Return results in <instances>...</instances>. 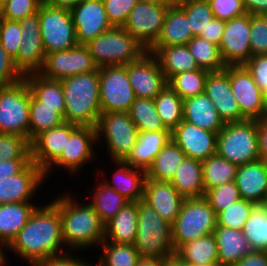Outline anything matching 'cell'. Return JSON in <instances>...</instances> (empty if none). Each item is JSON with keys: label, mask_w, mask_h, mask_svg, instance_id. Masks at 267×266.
I'll list each match as a JSON object with an SVG mask.
<instances>
[{"label": "cell", "mask_w": 267, "mask_h": 266, "mask_svg": "<svg viewBox=\"0 0 267 266\" xmlns=\"http://www.w3.org/2000/svg\"><path fill=\"white\" fill-rule=\"evenodd\" d=\"M238 166L218 156H210L202 161V173L205 192L212 187L235 181Z\"/></svg>", "instance_id": "cell-42"}, {"label": "cell", "mask_w": 267, "mask_h": 266, "mask_svg": "<svg viewBox=\"0 0 267 266\" xmlns=\"http://www.w3.org/2000/svg\"><path fill=\"white\" fill-rule=\"evenodd\" d=\"M126 69L135 97L154 99L167 86L158 60L148 51Z\"/></svg>", "instance_id": "cell-18"}, {"label": "cell", "mask_w": 267, "mask_h": 266, "mask_svg": "<svg viewBox=\"0 0 267 266\" xmlns=\"http://www.w3.org/2000/svg\"><path fill=\"white\" fill-rule=\"evenodd\" d=\"M39 20L45 54L69 50L78 45L68 9L55 8L43 1L39 6Z\"/></svg>", "instance_id": "cell-10"}, {"label": "cell", "mask_w": 267, "mask_h": 266, "mask_svg": "<svg viewBox=\"0 0 267 266\" xmlns=\"http://www.w3.org/2000/svg\"><path fill=\"white\" fill-rule=\"evenodd\" d=\"M95 189H91L93 193L87 191L91 198L88 202L98 213L101 221L106 224L111 220L119 210L129 201L121 194L117 193L113 188L106 185L103 181L97 182Z\"/></svg>", "instance_id": "cell-38"}, {"label": "cell", "mask_w": 267, "mask_h": 266, "mask_svg": "<svg viewBox=\"0 0 267 266\" xmlns=\"http://www.w3.org/2000/svg\"><path fill=\"white\" fill-rule=\"evenodd\" d=\"M259 158L267 162V114L257 120Z\"/></svg>", "instance_id": "cell-61"}, {"label": "cell", "mask_w": 267, "mask_h": 266, "mask_svg": "<svg viewBox=\"0 0 267 266\" xmlns=\"http://www.w3.org/2000/svg\"><path fill=\"white\" fill-rule=\"evenodd\" d=\"M241 231L252 251L267 252V203L253 206Z\"/></svg>", "instance_id": "cell-40"}, {"label": "cell", "mask_w": 267, "mask_h": 266, "mask_svg": "<svg viewBox=\"0 0 267 266\" xmlns=\"http://www.w3.org/2000/svg\"><path fill=\"white\" fill-rule=\"evenodd\" d=\"M44 181V171L32 161L21 173L0 181V205L32 202Z\"/></svg>", "instance_id": "cell-22"}, {"label": "cell", "mask_w": 267, "mask_h": 266, "mask_svg": "<svg viewBox=\"0 0 267 266\" xmlns=\"http://www.w3.org/2000/svg\"><path fill=\"white\" fill-rule=\"evenodd\" d=\"M216 154L237 166L260 159L257 120L225 123L217 135Z\"/></svg>", "instance_id": "cell-5"}, {"label": "cell", "mask_w": 267, "mask_h": 266, "mask_svg": "<svg viewBox=\"0 0 267 266\" xmlns=\"http://www.w3.org/2000/svg\"><path fill=\"white\" fill-rule=\"evenodd\" d=\"M255 83L267 95V55L251 56L244 64Z\"/></svg>", "instance_id": "cell-57"}, {"label": "cell", "mask_w": 267, "mask_h": 266, "mask_svg": "<svg viewBox=\"0 0 267 266\" xmlns=\"http://www.w3.org/2000/svg\"><path fill=\"white\" fill-rule=\"evenodd\" d=\"M134 246L140 257H175L172 225L142 200L138 201L137 236Z\"/></svg>", "instance_id": "cell-4"}, {"label": "cell", "mask_w": 267, "mask_h": 266, "mask_svg": "<svg viewBox=\"0 0 267 266\" xmlns=\"http://www.w3.org/2000/svg\"><path fill=\"white\" fill-rule=\"evenodd\" d=\"M190 0H167V2L169 3L170 6H179L183 3H186Z\"/></svg>", "instance_id": "cell-68"}, {"label": "cell", "mask_w": 267, "mask_h": 266, "mask_svg": "<svg viewBox=\"0 0 267 266\" xmlns=\"http://www.w3.org/2000/svg\"><path fill=\"white\" fill-rule=\"evenodd\" d=\"M153 100L162 123L172 132L183 120V100L168 84Z\"/></svg>", "instance_id": "cell-41"}, {"label": "cell", "mask_w": 267, "mask_h": 266, "mask_svg": "<svg viewBox=\"0 0 267 266\" xmlns=\"http://www.w3.org/2000/svg\"><path fill=\"white\" fill-rule=\"evenodd\" d=\"M170 183L185 199L204 197L202 161L185 157Z\"/></svg>", "instance_id": "cell-33"}, {"label": "cell", "mask_w": 267, "mask_h": 266, "mask_svg": "<svg viewBox=\"0 0 267 266\" xmlns=\"http://www.w3.org/2000/svg\"><path fill=\"white\" fill-rule=\"evenodd\" d=\"M23 78L24 76L17 69L14 59L0 44V86L17 83Z\"/></svg>", "instance_id": "cell-56"}, {"label": "cell", "mask_w": 267, "mask_h": 266, "mask_svg": "<svg viewBox=\"0 0 267 266\" xmlns=\"http://www.w3.org/2000/svg\"><path fill=\"white\" fill-rule=\"evenodd\" d=\"M148 52L158 60L167 81L178 73L200 69L187 45L151 47Z\"/></svg>", "instance_id": "cell-32"}, {"label": "cell", "mask_w": 267, "mask_h": 266, "mask_svg": "<svg viewBox=\"0 0 267 266\" xmlns=\"http://www.w3.org/2000/svg\"><path fill=\"white\" fill-rule=\"evenodd\" d=\"M254 205L250 201L240 199L217 214V226L241 231Z\"/></svg>", "instance_id": "cell-49"}, {"label": "cell", "mask_w": 267, "mask_h": 266, "mask_svg": "<svg viewBox=\"0 0 267 266\" xmlns=\"http://www.w3.org/2000/svg\"><path fill=\"white\" fill-rule=\"evenodd\" d=\"M44 203L47 205L34 210L26 225L6 248L30 266H37L52 256L68 252L62 235L60 210L51 201Z\"/></svg>", "instance_id": "cell-1"}, {"label": "cell", "mask_w": 267, "mask_h": 266, "mask_svg": "<svg viewBox=\"0 0 267 266\" xmlns=\"http://www.w3.org/2000/svg\"><path fill=\"white\" fill-rule=\"evenodd\" d=\"M217 135L184 120L171 132L172 140L185 156L200 161L216 154Z\"/></svg>", "instance_id": "cell-20"}, {"label": "cell", "mask_w": 267, "mask_h": 266, "mask_svg": "<svg viewBox=\"0 0 267 266\" xmlns=\"http://www.w3.org/2000/svg\"><path fill=\"white\" fill-rule=\"evenodd\" d=\"M32 160H1L0 161V181L21 173Z\"/></svg>", "instance_id": "cell-60"}, {"label": "cell", "mask_w": 267, "mask_h": 266, "mask_svg": "<svg viewBox=\"0 0 267 266\" xmlns=\"http://www.w3.org/2000/svg\"><path fill=\"white\" fill-rule=\"evenodd\" d=\"M69 11L78 44L86 45L113 27L108 21L102 0H80Z\"/></svg>", "instance_id": "cell-19"}, {"label": "cell", "mask_w": 267, "mask_h": 266, "mask_svg": "<svg viewBox=\"0 0 267 266\" xmlns=\"http://www.w3.org/2000/svg\"><path fill=\"white\" fill-rule=\"evenodd\" d=\"M98 68L127 65L147 51L123 27H112L86 44Z\"/></svg>", "instance_id": "cell-7"}, {"label": "cell", "mask_w": 267, "mask_h": 266, "mask_svg": "<svg viewBox=\"0 0 267 266\" xmlns=\"http://www.w3.org/2000/svg\"><path fill=\"white\" fill-rule=\"evenodd\" d=\"M194 266H221L219 263H208V264H200Z\"/></svg>", "instance_id": "cell-70"}, {"label": "cell", "mask_w": 267, "mask_h": 266, "mask_svg": "<svg viewBox=\"0 0 267 266\" xmlns=\"http://www.w3.org/2000/svg\"><path fill=\"white\" fill-rule=\"evenodd\" d=\"M138 202H128L105 224L104 241L134 244L137 236Z\"/></svg>", "instance_id": "cell-29"}, {"label": "cell", "mask_w": 267, "mask_h": 266, "mask_svg": "<svg viewBox=\"0 0 267 266\" xmlns=\"http://www.w3.org/2000/svg\"><path fill=\"white\" fill-rule=\"evenodd\" d=\"M235 183L242 199L267 203V162L258 159L238 166Z\"/></svg>", "instance_id": "cell-25"}, {"label": "cell", "mask_w": 267, "mask_h": 266, "mask_svg": "<svg viewBox=\"0 0 267 266\" xmlns=\"http://www.w3.org/2000/svg\"><path fill=\"white\" fill-rule=\"evenodd\" d=\"M60 81L65 100V122L96 127L101 114L99 68Z\"/></svg>", "instance_id": "cell-3"}, {"label": "cell", "mask_w": 267, "mask_h": 266, "mask_svg": "<svg viewBox=\"0 0 267 266\" xmlns=\"http://www.w3.org/2000/svg\"><path fill=\"white\" fill-rule=\"evenodd\" d=\"M193 37L186 14L178 6H170L162 31L152 47L186 45Z\"/></svg>", "instance_id": "cell-34"}, {"label": "cell", "mask_w": 267, "mask_h": 266, "mask_svg": "<svg viewBox=\"0 0 267 266\" xmlns=\"http://www.w3.org/2000/svg\"><path fill=\"white\" fill-rule=\"evenodd\" d=\"M4 251H6V248L0 244V266H6L7 264L8 258Z\"/></svg>", "instance_id": "cell-67"}, {"label": "cell", "mask_w": 267, "mask_h": 266, "mask_svg": "<svg viewBox=\"0 0 267 266\" xmlns=\"http://www.w3.org/2000/svg\"><path fill=\"white\" fill-rule=\"evenodd\" d=\"M21 27L18 21L0 18V44L15 59L21 46Z\"/></svg>", "instance_id": "cell-52"}, {"label": "cell", "mask_w": 267, "mask_h": 266, "mask_svg": "<svg viewBox=\"0 0 267 266\" xmlns=\"http://www.w3.org/2000/svg\"><path fill=\"white\" fill-rule=\"evenodd\" d=\"M186 45L199 68L209 72L225 69L218 45L199 36L193 37Z\"/></svg>", "instance_id": "cell-44"}, {"label": "cell", "mask_w": 267, "mask_h": 266, "mask_svg": "<svg viewBox=\"0 0 267 266\" xmlns=\"http://www.w3.org/2000/svg\"><path fill=\"white\" fill-rule=\"evenodd\" d=\"M232 94L237 100L241 114L247 120H258L267 114V96L255 83L244 65L226 66Z\"/></svg>", "instance_id": "cell-14"}, {"label": "cell", "mask_w": 267, "mask_h": 266, "mask_svg": "<svg viewBox=\"0 0 267 266\" xmlns=\"http://www.w3.org/2000/svg\"><path fill=\"white\" fill-rule=\"evenodd\" d=\"M31 95L49 107H65L63 89L60 80L44 78L39 73L24 76Z\"/></svg>", "instance_id": "cell-39"}, {"label": "cell", "mask_w": 267, "mask_h": 266, "mask_svg": "<svg viewBox=\"0 0 267 266\" xmlns=\"http://www.w3.org/2000/svg\"><path fill=\"white\" fill-rule=\"evenodd\" d=\"M219 50L225 66L244 65L251 58L250 14L225 21Z\"/></svg>", "instance_id": "cell-17"}, {"label": "cell", "mask_w": 267, "mask_h": 266, "mask_svg": "<svg viewBox=\"0 0 267 266\" xmlns=\"http://www.w3.org/2000/svg\"><path fill=\"white\" fill-rule=\"evenodd\" d=\"M80 256L77 257L72 251H68L64 254L52 256L42 262L37 266H94V263L86 262L85 259H82Z\"/></svg>", "instance_id": "cell-58"}, {"label": "cell", "mask_w": 267, "mask_h": 266, "mask_svg": "<svg viewBox=\"0 0 267 266\" xmlns=\"http://www.w3.org/2000/svg\"><path fill=\"white\" fill-rule=\"evenodd\" d=\"M101 113L128 112L135 100L126 65L99 68Z\"/></svg>", "instance_id": "cell-11"}, {"label": "cell", "mask_w": 267, "mask_h": 266, "mask_svg": "<svg viewBox=\"0 0 267 266\" xmlns=\"http://www.w3.org/2000/svg\"><path fill=\"white\" fill-rule=\"evenodd\" d=\"M30 89L23 78L0 86V134H13L29 140Z\"/></svg>", "instance_id": "cell-9"}, {"label": "cell", "mask_w": 267, "mask_h": 266, "mask_svg": "<svg viewBox=\"0 0 267 266\" xmlns=\"http://www.w3.org/2000/svg\"><path fill=\"white\" fill-rule=\"evenodd\" d=\"M50 6L55 8H64L70 10L73 8L80 0H44Z\"/></svg>", "instance_id": "cell-64"}, {"label": "cell", "mask_w": 267, "mask_h": 266, "mask_svg": "<svg viewBox=\"0 0 267 266\" xmlns=\"http://www.w3.org/2000/svg\"><path fill=\"white\" fill-rule=\"evenodd\" d=\"M175 257L187 266L218 263L215 235H206L183 244L175 252Z\"/></svg>", "instance_id": "cell-35"}, {"label": "cell", "mask_w": 267, "mask_h": 266, "mask_svg": "<svg viewBox=\"0 0 267 266\" xmlns=\"http://www.w3.org/2000/svg\"><path fill=\"white\" fill-rule=\"evenodd\" d=\"M78 125L64 122L62 125L46 130L31 142V160L45 171L62 153L70 134Z\"/></svg>", "instance_id": "cell-23"}, {"label": "cell", "mask_w": 267, "mask_h": 266, "mask_svg": "<svg viewBox=\"0 0 267 266\" xmlns=\"http://www.w3.org/2000/svg\"><path fill=\"white\" fill-rule=\"evenodd\" d=\"M44 0H3L0 18L20 21L26 16L38 12L40 4Z\"/></svg>", "instance_id": "cell-51"}, {"label": "cell", "mask_w": 267, "mask_h": 266, "mask_svg": "<svg viewBox=\"0 0 267 266\" xmlns=\"http://www.w3.org/2000/svg\"><path fill=\"white\" fill-rule=\"evenodd\" d=\"M101 255L95 266H136L140 256L134 244L103 241Z\"/></svg>", "instance_id": "cell-45"}, {"label": "cell", "mask_w": 267, "mask_h": 266, "mask_svg": "<svg viewBox=\"0 0 267 266\" xmlns=\"http://www.w3.org/2000/svg\"><path fill=\"white\" fill-rule=\"evenodd\" d=\"M170 6L138 1L130 11L123 28L129 36L146 51L158 39L164 24L165 15Z\"/></svg>", "instance_id": "cell-12"}, {"label": "cell", "mask_w": 267, "mask_h": 266, "mask_svg": "<svg viewBox=\"0 0 267 266\" xmlns=\"http://www.w3.org/2000/svg\"><path fill=\"white\" fill-rule=\"evenodd\" d=\"M246 13L264 15L267 12V0H242Z\"/></svg>", "instance_id": "cell-63"}, {"label": "cell", "mask_w": 267, "mask_h": 266, "mask_svg": "<svg viewBox=\"0 0 267 266\" xmlns=\"http://www.w3.org/2000/svg\"><path fill=\"white\" fill-rule=\"evenodd\" d=\"M29 141L40 133L65 122V107H49L36 100L30 92Z\"/></svg>", "instance_id": "cell-36"}, {"label": "cell", "mask_w": 267, "mask_h": 266, "mask_svg": "<svg viewBox=\"0 0 267 266\" xmlns=\"http://www.w3.org/2000/svg\"><path fill=\"white\" fill-rule=\"evenodd\" d=\"M178 7L186 14L194 37L204 32L214 18L208 0H190Z\"/></svg>", "instance_id": "cell-47"}, {"label": "cell", "mask_w": 267, "mask_h": 266, "mask_svg": "<svg viewBox=\"0 0 267 266\" xmlns=\"http://www.w3.org/2000/svg\"><path fill=\"white\" fill-rule=\"evenodd\" d=\"M185 157V153L171 138L158 153L151 167L147 170V178L156 181L170 182Z\"/></svg>", "instance_id": "cell-37"}, {"label": "cell", "mask_w": 267, "mask_h": 266, "mask_svg": "<svg viewBox=\"0 0 267 266\" xmlns=\"http://www.w3.org/2000/svg\"><path fill=\"white\" fill-rule=\"evenodd\" d=\"M2 7H3V0H0V13L2 11Z\"/></svg>", "instance_id": "cell-71"}, {"label": "cell", "mask_w": 267, "mask_h": 266, "mask_svg": "<svg viewBox=\"0 0 267 266\" xmlns=\"http://www.w3.org/2000/svg\"><path fill=\"white\" fill-rule=\"evenodd\" d=\"M108 21L113 27H123L138 0H102Z\"/></svg>", "instance_id": "cell-54"}, {"label": "cell", "mask_w": 267, "mask_h": 266, "mask_svg": "<svg viewBox=\"0 0 267 266\" xmlns=\"http://www.w3.org/2000/svg\"><path fill=\"white\" fill-rule=\"evenodd\" d=\"M250 48L252 56L267 55V19L250 15Z\"/></svg>", "instance_id": "cell-53"}, {"label": "cell", "mask_w": 267, "mask_h": 266, "mask_svg": "<svg viewBox=\"0 0 267 266\" xmlns=\"http://www.w3.org/2000/svg\"><path fill=\"white\" fill-rule=\"evenodd\" d=\"M112 162L116 171H113L111 179H107L106 176L103 182L128 199L129 202L142 200L147 178L146 172L132 167L125 161L116 160Z\"/></svg>", "instance_id": "cell-26"}, {"label": "cell", "mask_w": 267, "mask_h": 266, "mask_svg": "<svg viewBox=\"0 0 267 266\" xmlns=\"http://www.w3.org/2000/svg\"><path fill=\"white\" fill-rule=\"evenodd\" d=\"M170 139V130L139 132L135 146L124 161L134 168L147 172L155 157Z\"/></svg>", "instance_id": "cell-27"}, {"label": "cell", "mask_w": 267, "mask_h": 266, "mask_svg": "<svg viewBox=\"0 0 267 266\" xmlns=\"http://www.w3.org/2000/svg\"><path fill=\"white\" fill-rule=\"evenodd\" d=\"M233 266H267V252L251 251Z\"/></svg>", "instance_id": "cell-62"}, {"label": "cell", "mask_w": 267, "mask_h": 266, "mask_svg": "<svg viewBox=\"0 0 267 266\" xmlns=\"http://www.w3.org/2000/svg\"><path fill=\"white\" fill-rule=\"evenodd\" d=\"M69 192L51 201L60 210L65 247L72 252L93 249L104 241L105 224L88 202L79 203Z\"/></svg>", "instance_id": "cell-2"}, {"label": "cell", "mask_w": 267, "mask_h": 266, "mask_svg": "<svg viewBox=\"0 0 267 266\" xmlns=\"http://www.w3.org/2000/svg\"><path fill=\"white\" fill-rule=\"evenodd\" d=\"M164 266H187L182 264L176 257L165 260Z\"/></svg>", "instance_id": "cell-66"}, {"label": "cell", "mask_w": 267, "mask_h": 266, "mask_svg": "<svg viewBox=\"0 0 267 266\" xmlns=\"http://www.w3.org/2000/svg\"><path fill=\"white\" fill-rule=\"evenodd\" d=\"M1 160H31L30 141L19 135L0 134Z\"/></svg>", "instance_id": "cell-48"}, {"label": "cell", "mask_w": 267, "mask_h": 266, "mask_svg": "<svg viewBox=\"0 0 267 266\" xmlns=\"http://www.w3.org/2000/svg\"><path fill=\"white\" fill-rule=\"evenodd\" d=\"M97 144L106 146L112 161H124L131 153L138 138V128L128 112L101 113L96 125ZM101 141V142H100Z\"/></svg>", "instance_id": "cell-8"}, {"label": "cell", "mask_w": 267, "mask_h": 266, "mask_svg": "<svg viewBox=\"0 0 267 266\" xmlns=\"http://www.w3.org/2000/svg\"><path fill=\"white\" fill-rule=\"evenodd\" d=\"M97 68L87 46L78 44L69 50L46 54L43 69L39 74L47 79L61 80L69 76L93 72Z\"/></svg>", "instance_id": "cell-15"}, {"label": "cell", "mask_w": 267, "mask_h": 266, "mask_svg": "<svg viewBox=\"0 0 267 266\" xmlns=\"http://www.w3.org/2000/svg\"><path fill=\"white\" fill-rule=\"evenodd\" d=\"M95 144L97 145L96 128L78 126L70 134L61 155L44 171L45 177L51 176L50 172L55 167L66 170L69 174L79 173L80 169L87 165L86 163H92L96 159Z\"/></svg>", "instance_id": "cell-13"}, {"label": "cell", "mask_w": 267, "mask_h": 266, "mask_svg": "<svg viewBox=\"0 0 267 266\" xmlns=\"http://www.w3.org/2000/svg\"><path fill=\"white\" fill-rule=\"evenodd\" d=\"M40 204L18 202L0 205V244L7 248Z\"/></svg>", "instance_id": "cell-31"}, {"label": "cell", "mask_w": 267, "mask_h": 266, "mask_svg": "<svg viewBox=\"0 0 267 266\" xmlns=\"http://www.w3.org/2000/svg\"><path fill=\"white\" fill-rule=\"evenodd\" d=\"M184 200L170 182L146 178L142 201L171 225L179 215Z\"/></svg>", "instance_id": "cell-24"}, {"label": "cell", "mask_w": 267, "mask_h": 266, "mask_svg": "<svg viewBox=\"0 0 267 266\" xmlns=\"http://www.w3.org/2000/svg\"><path fill=\"white\" fill-rule=\"evenodd\" d=\"M22 39L17 57L14 59L17 69L23 76L39 73L45 63V51L41 38L39 9L38 12L18 21Z\"/></svg>", "instance_id": "cell-16"}, {"label": "cell", "mask_w": 267, "mask_h": 266, "mask_svg": "<svg viewBox=\"0 0 267 266\" xmlns=\"http://www.w3.org/2000/svg\"><path fill=\"white\" fill-rule=\"evenodd\" d=\"M138 1H143V2H151V3H156V4H162V5H167L170 6L167 0H138Z\"/></svg>", "instance_id": "cell-69"}, {"label": "cell", "mask_w": 267, "mask_h": 266, "mask_svg": "<svg viewBox=\"0 0 267 266\" xmlns=\"http://www.w3.org/2000/svg\"><path fill=\"white\" fill-rule=\"evenodd\" d=\"M204 197L216 214L242 199L235 181L208 189Z\"/></svg>", "instance_id": "cell-50"}, {"label": "cell", "mask_w": 267, "mask_h": 266, "mask_svg": "<svg viewBox=\"0 0 267 266\" xmlns=\"http://www.w3.org/2000/svg\"><path fill=\"white\" fill-rule=\"evenodd\" d=\"M209 71L196 69L172 76L167 84L180 96L182 100L204 93L205 81Z\"/></svg>", "instance_id": "cell-46"}, {"label": "cell", "mask_w": 267, "mask_h": 266, "mask_svg": "<svg viewBox=\"0 0 267 266\" xmlns=\"http://www.w3.org/2000/svg\"><path fill=\"white\" fill-rule=\"evenodd\" d=\"M215 18L229 21L246 13L242 0H208Z\"/></svg>", "instance_id": "cell-55"}, {"label": "cell", "mask_w": 267, "mask_h": 266, "mask_svg": "<svg viewBox=\"0 0 267 266\" xmlns=\"http://www.w3.org/2000/svg\"><path fill=\"white\" fill-rule=\"evenodd\" d=\"M204 93L214 103L224 123L247 120L241 114L239 104L232 94L229 74L225 69L208 73Z\"/></svg>", "instance_id": "cell-21"}, {"label": "cell", "mask_w": 267, "mask_h": 266, "mask_svg": "<svg viewBox=\"0 0 267 266\" xmlns=\"http://www.w3.org/2000/svg\"><path fill=\"white\" fill-rule=\"evenodd\" d=\"M213 234L216 238L218 263L221 266H233L252 251L242 231L216 226Z\"/></svg>", "instance_id": "cell-30"}, {"label": "cell", "mask_w": 267, "mask_h": 266, "mask_svg": "<svg viewBox=\"0 0 267 266\" xmlns=\"http://www.w3.org/2000/svg\"><path fill=\"white\" fill-rule=\"evenodd\" d=\"M217 214L205 197L186 198L172 224V243L175 252L185 243L214 233Z\"/></svg>", "instance_id": "cell-6"}, {"label": "cell", "mask_w": 267, "mask_h": 266, "mask_svg": "<svg viewBox=\"0 0 267 266\" xmlns=\"http://www.w3.org/2000/svg\"><path fill=\"white\" fill-rule=\"evenodd\" d=\"M224 29L225 21L214 17L209 22V25L206 27L205 31L201 32L198 36L219 46Z\"/></svg>", "instance_id": "cell-59"}, {"label": "cell", "mask_w": 267, "mask_h": 266, "mask_svg": "<svg viewBox=\"0 0 267 266\" xmlns=\"http://www.w3.org/2000/svg\"><path fill=\"white\" fill-rule=\"evenodd\" d=\"M128 113L139 132L169 130L162 123L153 99L136 97Z\"/></svg>", "instance_id": "cell-43"}, {"label": "cell", "mask_w": 267, "mask_h": 266, "mask_svg": "<svg viewBox=\"0 0 267 266\" xmlns=\"http://www.w3.org/2000/svg\"><path fill=\"white\" fill-rule=\"evenodd\" d=\"M165 260L167 259L140 257L136 266H164Z\"/></svg>", "instance_id": "cell-65"}, {"label": "cell", "mask_w": 267, "mask_h": 266, "mask_svg": "<svg viewBox=\"0 0 267 266\" xmlns=\"http://www.w3.org/2000/svg\"><path fill=\"white\" fill-rule=\"evenodd\" d=\"M183 120L216 133L225 125L214 103L205 93L183 100Z\"/></svg>", "instance_id": "cell-28"}]
</instances>
